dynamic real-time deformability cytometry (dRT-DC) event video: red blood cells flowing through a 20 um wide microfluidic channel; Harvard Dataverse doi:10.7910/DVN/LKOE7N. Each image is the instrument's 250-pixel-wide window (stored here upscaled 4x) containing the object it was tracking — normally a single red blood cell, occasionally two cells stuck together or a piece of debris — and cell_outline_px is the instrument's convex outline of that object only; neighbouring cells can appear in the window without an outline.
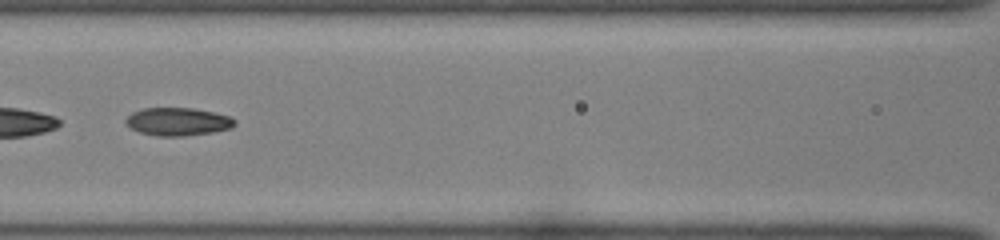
{"species": "common noctule bat (a hibernating species)", "species_latin": "Nyctalus noctula", "temperature_condition": "room temperature", "stored_images_in_passage": 13, "camera_frame_rate_fps": 3000, "um_per_image_px": 0.085, "animal": {"sex": "female", "body_mass_g": 22.0, "forearm_length_mm": 56.7}, "frame": {"image": 1, "passage_image": 10, "time_ms": 3.0, "image_size_px": [1000, 240], "cell_outline_px": [[236, 124], [232, 128], [212, 132], [184, 136], [156, 136], [140, 132], [124, 124], [124, 120], [132, 112], [140, 108], [192, 108], [212, 112], [228, 116], [236, 120]], "centroid_in_image_um": [15.09, 10.34], "position_along_channel_um": 151.5, "area_um2": 17.8}}